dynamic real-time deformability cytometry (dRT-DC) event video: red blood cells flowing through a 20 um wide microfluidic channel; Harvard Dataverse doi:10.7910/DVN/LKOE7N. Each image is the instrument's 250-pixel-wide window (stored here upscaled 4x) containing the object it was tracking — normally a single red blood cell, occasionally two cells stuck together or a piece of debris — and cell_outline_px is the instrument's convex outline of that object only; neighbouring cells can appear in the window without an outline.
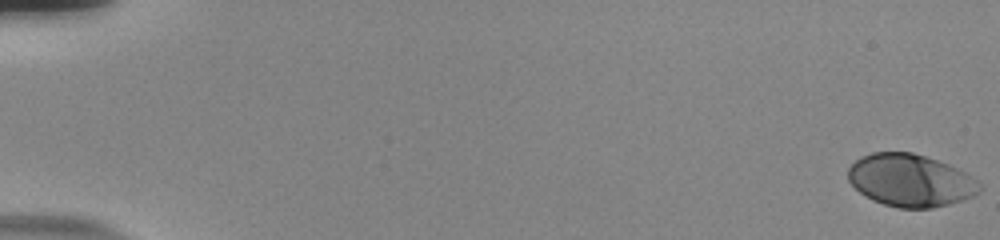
{"species": "human", "species_latin": "Homo sapiens", "temperature_condition": "room temperature", "stored_images_in_passage": 56, "camera_frame_rate_fps": 3000, "um_per_image_px": 0.085, "donor": {"sex": "male"}, "frame": {"image": 1, "passage_image": 1, "time_ms": 0.0, "image_size_px": [1000, 240], "cell_outline_px": [[980, 192], [972, 196], [948, 204], [932, 208], [900, 208], [884, 204], [872, 200], [860, 192], [848, 180], [848, 168], [860, 156], [872, 152], [912, 152], [948, 164], [964, 172], [976, 180], [980, 184]], "centroid_in_image_um": [77.36, 15.33], "position_along_channel_um": 7.6, "area_um2": 39.88}}
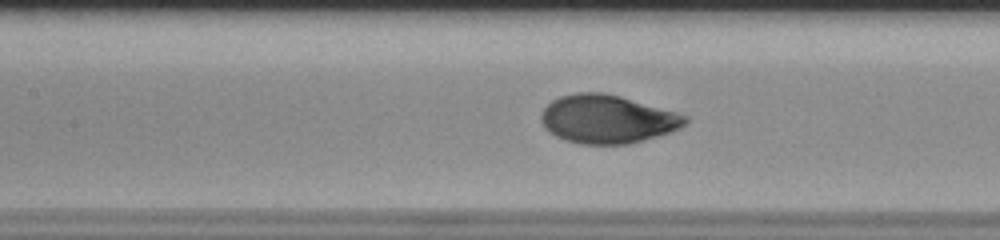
{"frame": {"image": 2, "passage_image": 28, "time_ms": 9.0, "image_size_px": [1000, 240], "cell_outline_px": [[688, 124], [680, 128], [644, 140], [628, 144], [580, 144], [564, 140], [548, 132], [544, 128], [540, 120], [540, 116], [544, 108], [552, 100], [560, 96], [576, 92], [600, 92], [620, 96], [676, 112], [688, 116]], "centroid_in_image_um": [51.6, 10.13], "position_along_channel_um": 155.8, "area_um2": 40.69}}
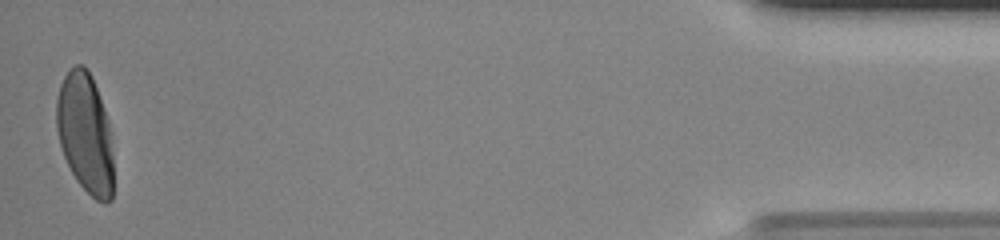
{"frame": {"image": 3, "passage_image": 56, "time_ms": 18.333, "image_size_px": [1000, 240], "cell_outline_px": [[112, 200], [104, 204], [96, 200], [76, 180], [64, 156], [60, 144], [56, 128], [56, 96], [60, 84], [68, 68], [76, 64], [84, 64], [88, 68], [92, 76], [108, 124], [112, 152]], "centroid_in_image_um": [7.21, 11.28], "position_along_channel_um": 428.0, "area_um2": 39.59}, "authors_computed_cell_mechanics": {"area_um2": 40.171, "velocity_mm_per_s": 3.7653, "shape_relaxation_time_tau1_ms": 3.8434, "shape_relaxation_time_tau2_ms": null, "deformation_change_tau1": 0.1968, "deformation_change_tau2": null}}